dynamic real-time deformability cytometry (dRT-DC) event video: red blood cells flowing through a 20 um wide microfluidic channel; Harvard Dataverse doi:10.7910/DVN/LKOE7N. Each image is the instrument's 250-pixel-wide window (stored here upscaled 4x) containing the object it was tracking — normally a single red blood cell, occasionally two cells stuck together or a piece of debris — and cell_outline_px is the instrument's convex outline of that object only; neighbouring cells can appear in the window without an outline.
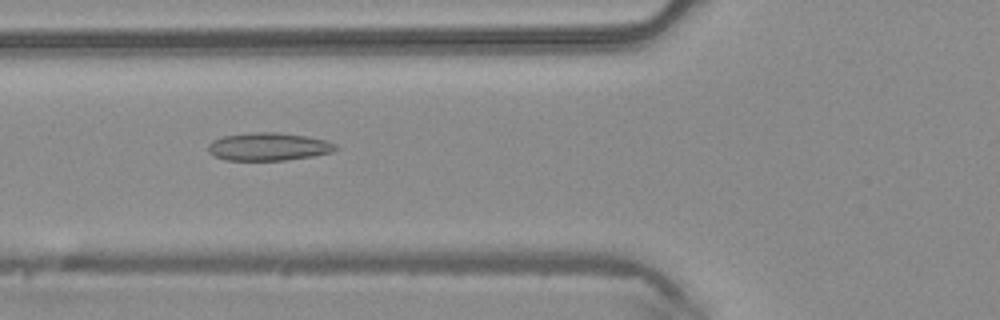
{"species": "common noctule bat (a hibernating species)", "species_latin": "Nyctalus noctula", "temperature_condition": "warm", "stored_images_in_passage": 48, "camera_frame_rate_fps": 3000, "um_per_image_px": 0.085, "animal": {"sex": "male", "body_mass_g": 20.4}, "frame": {"image": 1, "passage_image": 18, "time_ms": 5.667, "image_size_px": [1000, 320], "cell_outline_px": [[340, 148], [332, 152], [312, 156], [284, 160], [224, 160], [208, 152], [208, 144], [212, 140], [224, 136], [252, 132], [280, 132], [308, 136], [324, 140], [336, 144]], "centroid_in_image_um": [22.83, 12.46], "position_along_channel_um": 103.0, "area_um2": 20.81}}
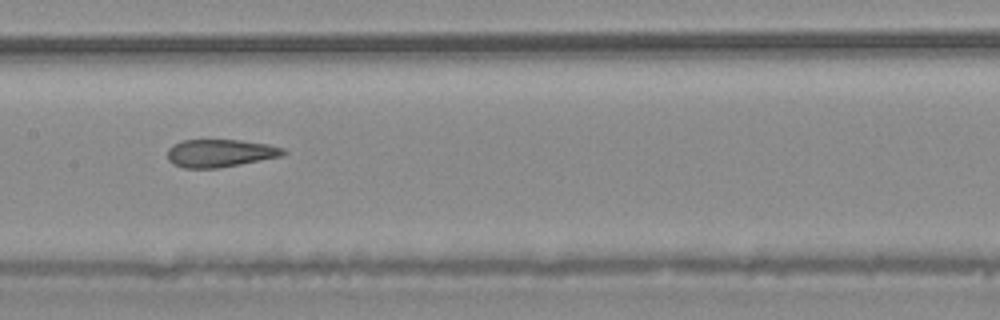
{"frame": {"image": 2, "passage_image": 24, "time_ms": 7.667, "image_size_px": [1000, 320], "cell_outline_px": [[288, 152], [280, 156], [240, 164], [216, 168], [184, 168], [172, 164], [168, 160], [168, 148], [172, 144], [184, 140], [240, 140], [268, 144], [284, 148]], "centroid_in_image_um": [18.68, 13.01], "position_along_channel_um": 188.7, "area_um2": 18.73}}
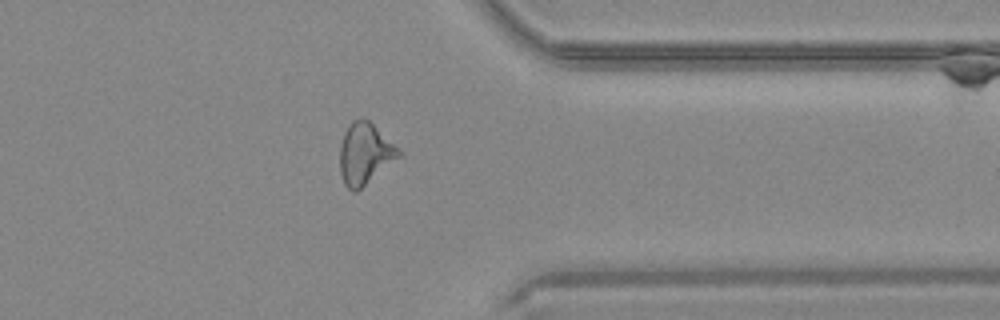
{"frame": {"image": 3, "passage_image": 38, "time_ms": 12.333, "image_size_px": [1000, 320], "cell_outline_px": [[404, 152], [400, 156], [356, 192], [352, 192], [344, 184], [340, 172], [340, 144], [344, 132], [348, 124], [352, 120], [360, 116], [364, 116], [400, 148]], "centroid_in_image_um": [31.01, 13.02], "position_along_channel_um": 380.4, "area_um2": 21.27}, "authors_computed_cell_mechanics": {"area_um2": 21.5305, "velocity_mm_per_s": 4.2774, "shape_relaxation_time_tau1_ms": null, "shape_relaxation_time_tau2_ms": 2.1916, "deformation_change_tau1": null, "deformation_change_tau2": 0.1156}}